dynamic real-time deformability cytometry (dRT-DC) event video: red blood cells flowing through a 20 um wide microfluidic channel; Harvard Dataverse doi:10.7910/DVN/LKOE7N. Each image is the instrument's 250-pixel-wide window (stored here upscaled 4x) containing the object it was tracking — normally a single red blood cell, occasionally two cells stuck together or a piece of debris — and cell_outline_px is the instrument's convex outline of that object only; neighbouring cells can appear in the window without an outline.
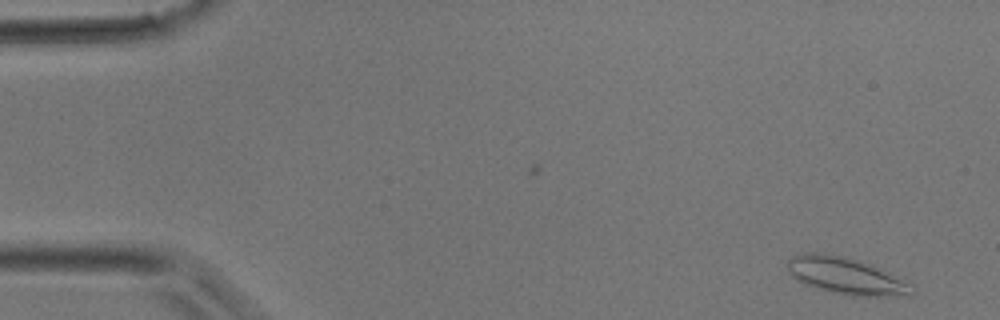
{"species": "common noctule bat (a hibernating species)", "species_latin": "Nyctalus noctula", "temperature_condition": "room temperature", "stored_images_in_passage": 33, "camera_frame_rate_fps": 3000, "um_per_image_px": 0.085, "animal": {"sex": "male", "body_mass_g": 17.9}, "frame": {"image": 1, "passage_image": 1, "time_ms": 0.0, "image_size_px": [1000, 320], "cell_outline_px": [[916, 292], [888, 296], [848, 296], [832, 292], [804, 284], [796, 280], [788, 272], [788, 260], [792, 256], [808, 252], [816, 252], [840, 256], [872, 264], [900, 280]], "centroid_in_image_um": [71.77, 23.44], "position_along_channel_um": 13.2, "area_um2": 25.89}}
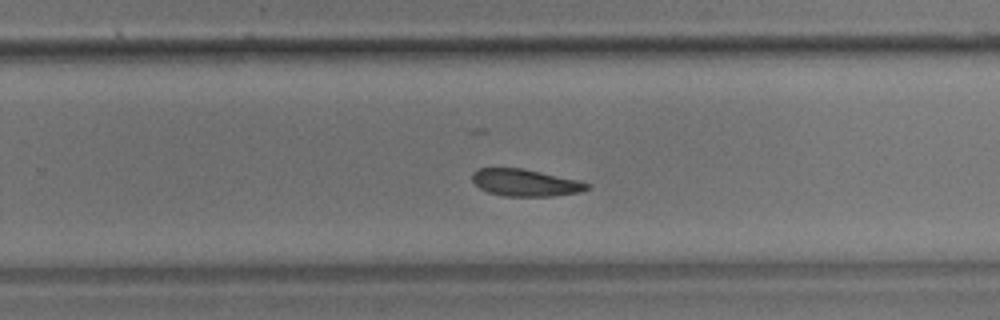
{"frame": {"image": 2, "passage_image": 25, "time_ms": 8.0, "image_size_px": [1000, 320], "cell_outline_px": [[588, 188], [580, 192], [552, 196], [504, 196], [488, 192], [480, 188], [472, 180], [472, 172], [476, 168], [524, 168], [576, 180], [588, 184]], "centroid_in_image_um": [44.59, 15.52], "position_along_channel_um": 285.2, "area_um2": 17.92}}
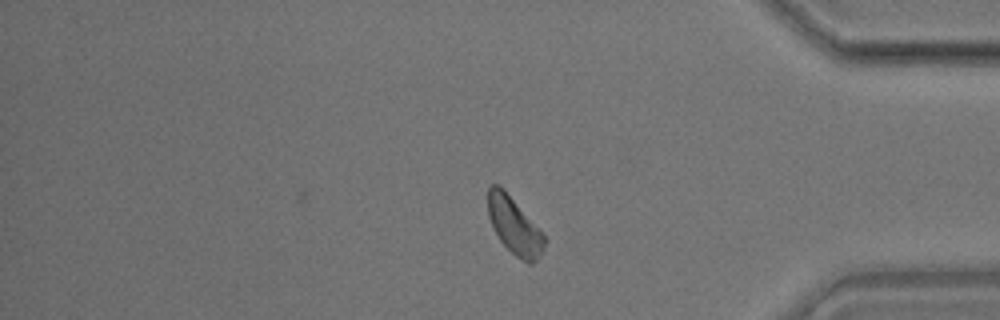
{"frame": {"image": 3, "passage_image": 33, "time_ms": 10.667, "image_size_px": [1000, 320], "cell_outline_px": [[548, 240], [544, 248], [536, 260], [532, 264], [528, 264], [516, 256], [500, 240], [488, 216], [488, 184], [496, 184], [504, 188]], "centroid_in_image_um": [43.72, 19.18], "position_along_channel_um": 391.5, "area_um2": 18.5}}